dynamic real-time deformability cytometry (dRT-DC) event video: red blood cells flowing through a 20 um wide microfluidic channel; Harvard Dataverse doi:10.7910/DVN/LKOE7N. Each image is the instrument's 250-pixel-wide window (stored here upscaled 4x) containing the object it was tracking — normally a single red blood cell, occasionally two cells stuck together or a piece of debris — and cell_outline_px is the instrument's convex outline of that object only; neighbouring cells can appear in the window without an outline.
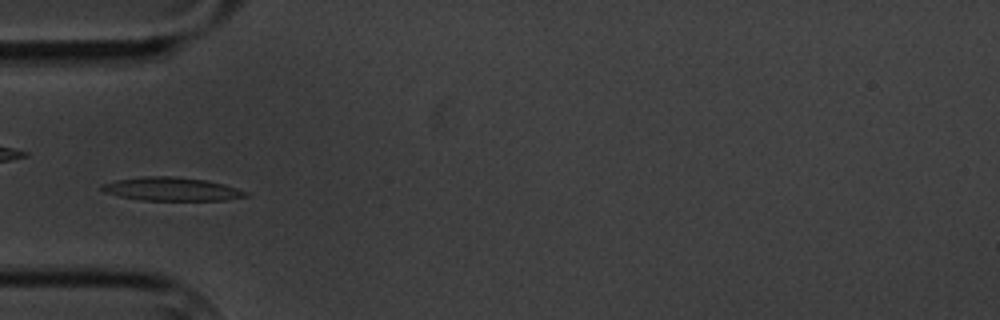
{"species": "common noctule bat (a hibernating species)", "species_latin": "Nyctalus noctula", "temperature_condition": "cold", "stored_images_in_passage": 6, "camera_frame_rate_fps": 3000, "um_per_image_px": 0.085, "animal": {"sex": "male", "body_mass_g": 20.1, "forearm_length_mm": 53.5}, "frame": {"image": 1, "passage_image": 4, "time_ms": 3.667, "image_size_px": [1000, 320], "cell_outline_px": [[248, 196], [228, 200], [140, 200], [120, 196], [104, 192], [100, 188], [100, 184], [116, 180], [140, 176], [176, 176], [204, 180], [224, 184], [248, 192]], "centroid_in_image_um": [14.56, 16.06], "position_along_channel_um": 70.4, "area_um2": 19.71}}
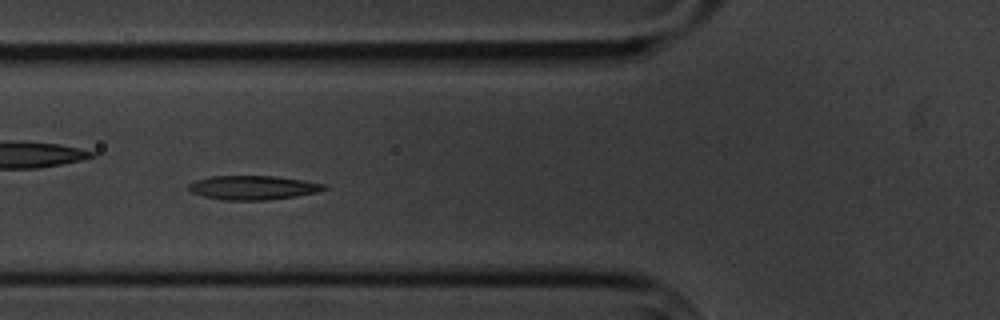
{"frame": {"image": 2, "passage_image": 5, "time_ms": 4.667, "image_size_px": [1000, 320], "cell_outline_px": [[328, 188], [316, 192], [296, 196], [268, 200], [224, 200], [204, 196], [192, 192], [188, 188], [188, 184], [196, 180], [212, 176], [276, 176], [304, 180], [324, 184]], "centroid_in_image_um": [21.51, 15.94], "position_along_channel_um": 104.3, "area_um2": 18.9}}
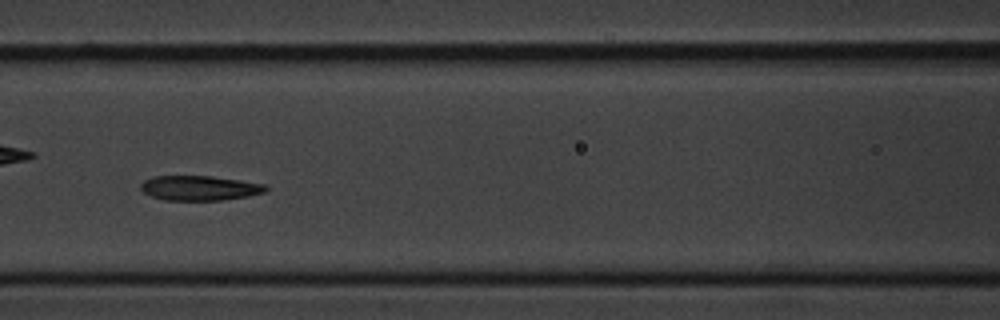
{"frame": {"image": 3, "passage_image": 6, "time_ms": 6.0, "image_size_px": [1000, 320], "cell_outline_px": [[268, 188], [264, 192], [248, 196], [224, 200], [164, 200], [152, 196], [144, 192], [140, 188], [140, 184], [144, 180], [152, 176], [212, 176], [240, 180], [264, 184]], "centroid_in_image_um": [16.94, 15.98], "position_along_channel_um": 149.7, "area_um2": 18.03}}